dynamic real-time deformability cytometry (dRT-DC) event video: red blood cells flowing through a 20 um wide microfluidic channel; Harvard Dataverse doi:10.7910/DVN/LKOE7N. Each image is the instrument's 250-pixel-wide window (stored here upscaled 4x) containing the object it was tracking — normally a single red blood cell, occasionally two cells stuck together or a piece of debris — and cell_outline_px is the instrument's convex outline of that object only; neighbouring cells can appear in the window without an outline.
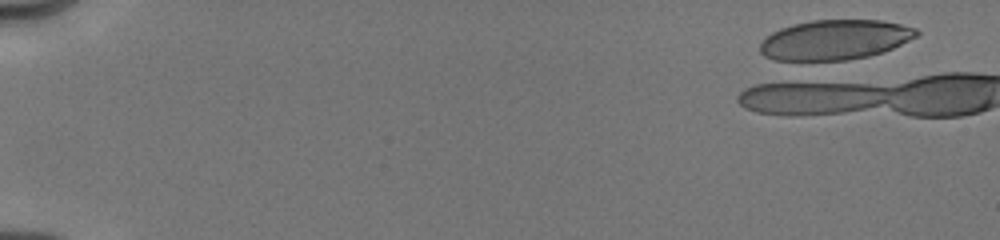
{"species": "human", "species_latin": "Homo sapiens", "temperature_condition": "cold", "stored_images_in_passage": 4, "camera_frame_rate_fps": 3000, "um_per_image_px": 0.085, "donor": {"sex": "male"}, "frame": {"image": 1, "passage_image": 1, "time_ms": 0.0, "image_size_px": [1000, 240], "cell_outline_px": [[920, 32], [916, 36], [884, 52], [868, 56], [848, 60], [776, 60], [764, 56], [760, 52], [760, 44], [772, 32], [780, 28], [812, 20], [880, 20], [900, 24], [916, 28]], "centroid_in_image_um": [70.97, 3.38], "position_along_channel_um": 14.0, "area_um2": 36.13}}